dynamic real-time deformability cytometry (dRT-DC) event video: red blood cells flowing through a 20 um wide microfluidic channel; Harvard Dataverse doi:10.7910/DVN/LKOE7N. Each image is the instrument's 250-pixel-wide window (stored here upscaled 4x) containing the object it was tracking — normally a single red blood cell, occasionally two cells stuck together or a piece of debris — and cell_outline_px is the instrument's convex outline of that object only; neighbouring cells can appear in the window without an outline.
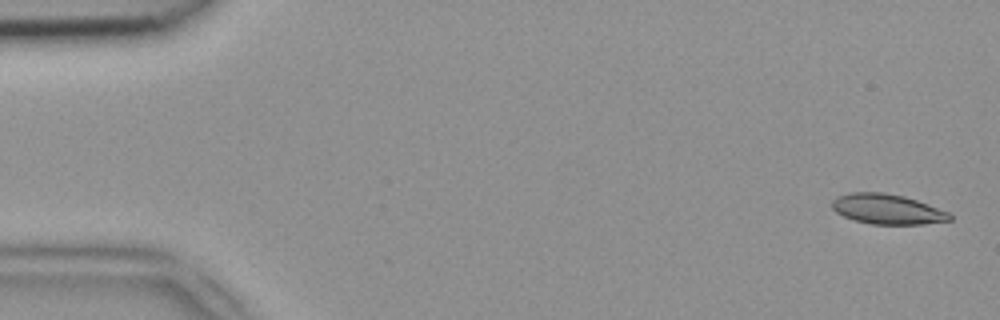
{"species": "common noctule bat (a hibernating species)", "species_latin": "Nyctalus noctula", "temperature_condition": "room temperature", "stored_images_in_passage": 50, "camera_frame_rate_fps": 3000, "um_per_image_px": 0.085, "animal": {"sex": "female", "body_mass_g": 18.4}, "frame": {"image": 1, "passage_image": 2, "time_ms": 0.333, "image_size_px": [1000, 320], "cell_outline_px": [[952, 220], [924, 224], [872, 224], [856, 220], [844, 216], [836, 212], [832, 208], [832, 200], [836, 196], [848, 192], [884, 192], [904, 196], [928, 204], [948, 212], [952, 216]], "centroid_in_image_um": [75.4, 17.76], "position_along_channel_um": 9.6, "area_um2": 20.63}}
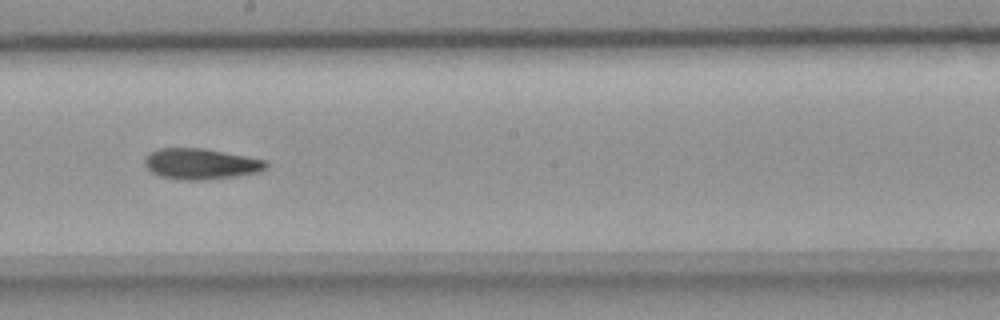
{"frame": {"image": 2, "passage_image": 28, "time_ms": 9.0, "image_size_px": [1000, 320], "cell_outline_px": [[268, 168], [260, 172], [236, 176], [200, 180], [176, 180], [160, 176], [152, 172], [144, 164], [144, 156], [148, 152], [160, 148], [204, 148], [268, 160]], "centroid_in_image_um": [17.07, 13.92], "position_along_channel_um": 231.1, "area_um2": 22.14}}
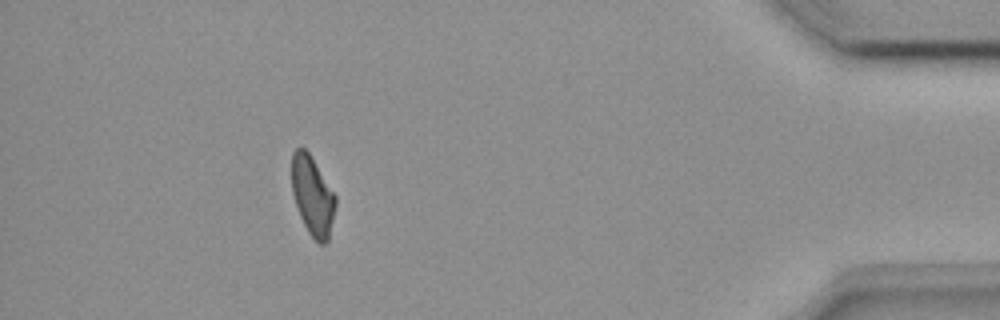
{"frame": {"image": 3, "passage_image": 45, "time_ms": 14.667, "image_size_px": [1000, 320], "cell_outline_px": [[336, 204], [328, 240], [324, 244], [320, 244], [308, 232], [300, 216], [292, 192], [292, 152], [296, 148], [304, 148], [308, 152], [336, 196]], "centroid_in_image_um": [26.56, 16.65], "position_along_channel_um": 408.6, "area_um2": 19.83}}